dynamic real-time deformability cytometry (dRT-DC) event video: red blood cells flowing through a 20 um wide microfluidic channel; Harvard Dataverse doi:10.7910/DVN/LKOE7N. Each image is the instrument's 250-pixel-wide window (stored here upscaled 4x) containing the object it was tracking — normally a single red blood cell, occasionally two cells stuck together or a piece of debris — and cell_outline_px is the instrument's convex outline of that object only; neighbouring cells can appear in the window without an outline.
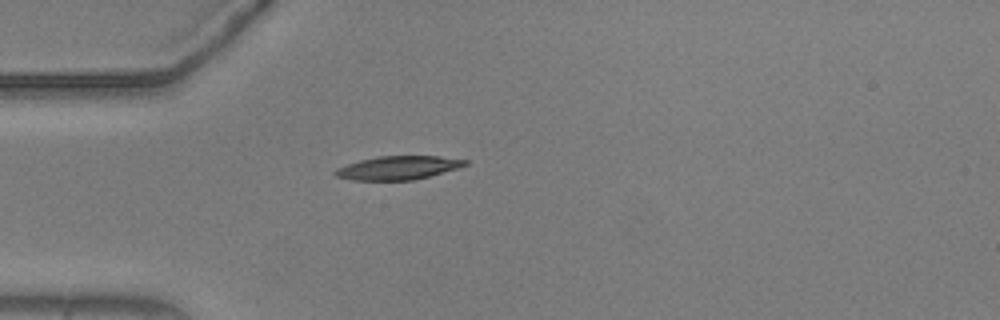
{"species": "common noctule bat (a hibernating species)", "species_latin": "Nyctalus noctula", "temperature_condition": "warm", "stored_images_in_passage": 13, "camera_frame_rate_fps": 3000, "um_per_image_px": 0.085, "animal": {"sex": "male", "body_mass_g": 20.5, "forearm_length_mm": 52.5}, "frame": {"image": 1, "passage_image": 1, "time_ms": 0.0, "image_size_px": [1000, 320], "cell_outline_px": [[468, 164], [456, 168], [428, 176], [412, 180], [352, 180], [336, 176], [332, 172], [336, 168], [360, 160], [376, 156], [440, 156], [468, 160]], "centroid_in_image_um": [33.8, 14.25], "position_along_channel_um": 51.2, "area_um2": 17.69}}
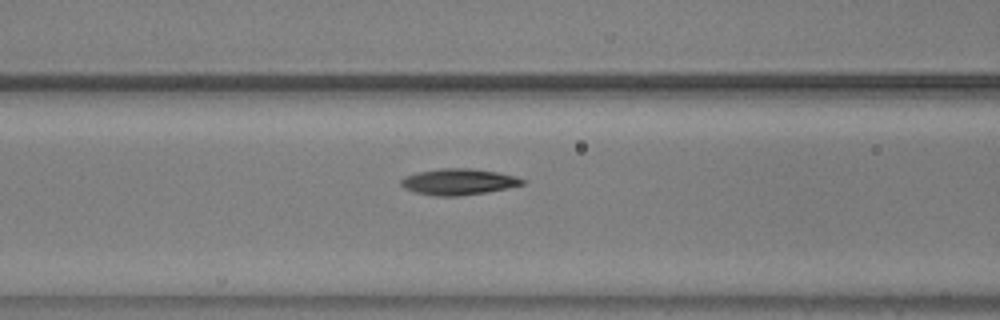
{"frame": {"image": 2, "passage_image": 8, "time_ms": 2.333, "image_size_px": [1000, 320], "cell_outline_px": [[524, 184], [508, 188], [488, 192], [460, 196], [436, 196], [416, 192], [404, 188], [400, 184], [400, 180], [404, 176], [416, 172], [440, 168], [468, 168], [496, 172], [516, 176], [524, 180]], "centroid_in_image_um": [38.95, 15.45], "position_along_channel_um": 127.7, "area_um2": 18.55}}
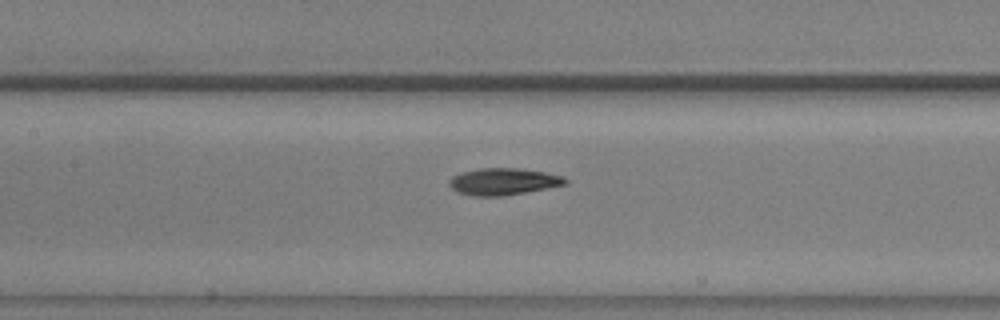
{"frame": {"image": 3, "passage_image": 11, "time_ms": 3.333, "image_size_px": [1000, 320], "cell_outline_px": [[568, 184], [548, 188], [504, 196], [468, 196], [456, 192], [448, 184], [448, 180], [452, 176], [460, 172], [480, 168], [516, 168], [544, 172], [560, 176], [568, 180]], "centroid_in_image_um": [42.72, 15.44], "position_along_channel_um": 164.7, "area_um2": 18.32}}